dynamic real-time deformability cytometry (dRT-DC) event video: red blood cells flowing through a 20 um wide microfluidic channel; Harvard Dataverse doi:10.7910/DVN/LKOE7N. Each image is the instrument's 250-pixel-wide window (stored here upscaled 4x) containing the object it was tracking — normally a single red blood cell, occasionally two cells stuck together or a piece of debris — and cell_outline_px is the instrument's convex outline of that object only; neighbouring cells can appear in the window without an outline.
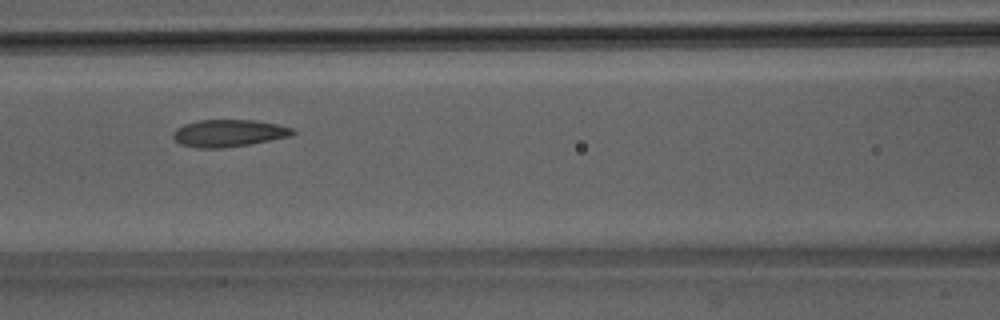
{"species": "Egyptian fruit bat (a non-hibernating species)", "species_latin": "Rousettus aegyptiacus", "temperature_condition": "room temperature", "stored_images_in_passage": 15, "camera_frame_rate_fps": 3000, "um_per_image_px": 0.085, "animal": {"sex": "male"}, "frame": {"image": 1, "passage_image": 10, "time_ms": 3.0, "image_size_px": [1000, 320], "cell_outline_px": [[296, 132], [292, 136], [248, 144], [224, 148], [196, 148], [180, 144], [172, 136], [172, 132], [176, 128], [184, 124], [200, 120], [256, 120], [276, 124], [292, 128]], "centroid_in_image_um": [19.42, 11.32], "position_along_channel_um": 147.2, "area_um2": 18.96}}
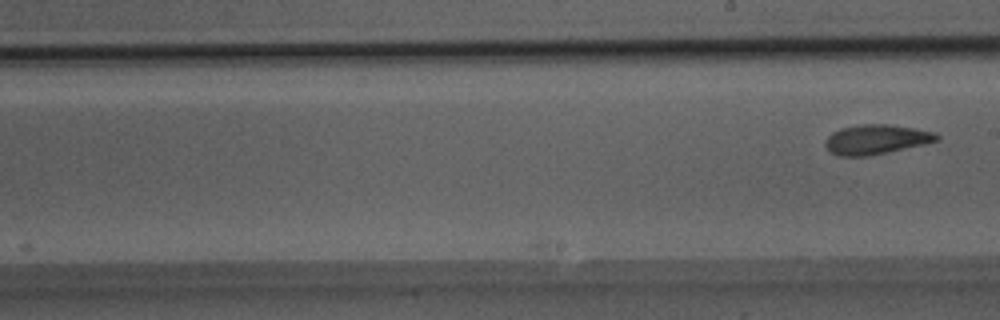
{"frame": {"image": 2, "passage_image": 15, "time_ms": 4.667, "image_size_px": [1000, 320], "cell_outline_px": [[940, 140], [924, 144], [868, 156], [836, 156], [828, 152], [824, 144], [824, 140], [832, 132], [840, 128], [864, 124], [888, 124], [916, 128], [936, 132], [940, 136]], "centroid_in_image_um": [74.45, 11.85], "position_along_channel_um": 214.5, "area_um2": 19.48}}